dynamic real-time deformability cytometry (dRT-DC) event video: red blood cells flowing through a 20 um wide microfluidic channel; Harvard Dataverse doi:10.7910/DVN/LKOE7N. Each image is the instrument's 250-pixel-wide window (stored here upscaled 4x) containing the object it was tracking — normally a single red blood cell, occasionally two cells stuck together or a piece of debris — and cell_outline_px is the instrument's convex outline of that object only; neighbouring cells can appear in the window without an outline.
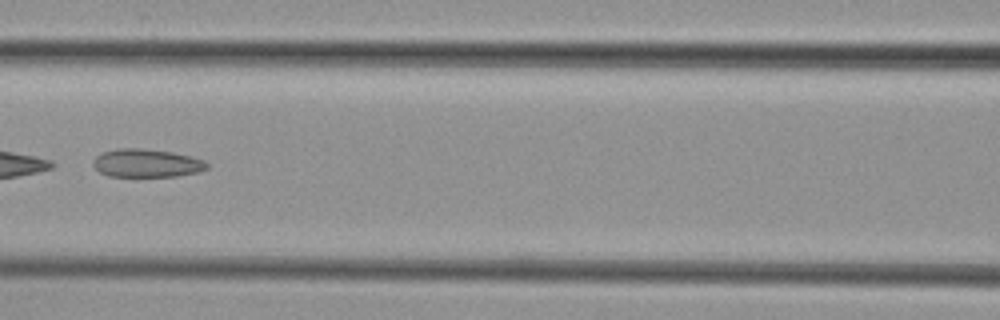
{"species": "common noctule bat (a hibernating species)", "species_latin": "Nyctalus noctula", "temperature_condition": "cold", "stored_images_in_passage": 4, "camera_frame_rate_fps": 3000, "um_per_image_px": 0.085, "animal": {"sex": "female", "body_mass_g": 29.2, "forearm_length_mm": 56.3}, "frame": {"image": 1, "passage_image": 3, "time_ms": 2.333, "image_size_px": [1000, 320], "cell_outline_px": [[208, 168], [200, 172], [176, 176], [108, 176], [100, 172], [92, 164], [92, 160], [100, 152], [116, 148], [140, 148], [172, 152], [204, 160], [208, 164]], "centroid_in_image_um": [12.43, 13.86], "position_along_channel_um": 154.2, "area_um2": 18.79}}
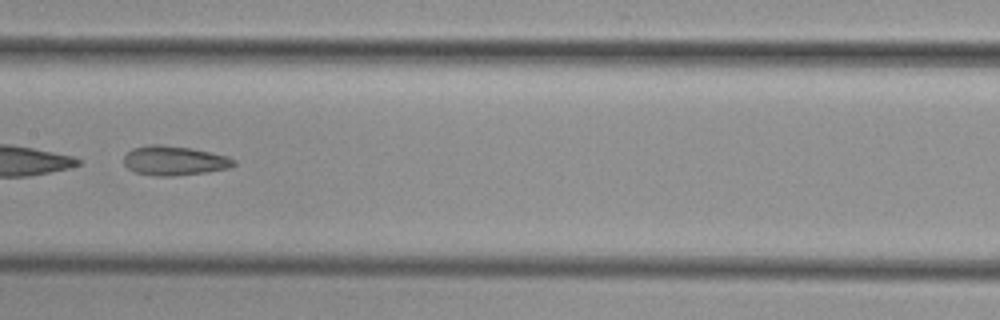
{"frame": {"image": 2, "passage_image": 4, "time_ms": 3.333, "image_size_px": [1000, 320], "cell_outline_px": [[236, 164], [228, 168], [208, 172], [176, 176], [156, 176], [136, 172], [128, 168], [124, 164], [124, 156], [132, 148], [148, 144], [160, 144], [192, 148], [212, 152], [228, 156], [236, 160]], "centroid_in_image_um": [14.83, 13.65], "position_along_channel_um": 192.6, "area_um2": 19.07}}